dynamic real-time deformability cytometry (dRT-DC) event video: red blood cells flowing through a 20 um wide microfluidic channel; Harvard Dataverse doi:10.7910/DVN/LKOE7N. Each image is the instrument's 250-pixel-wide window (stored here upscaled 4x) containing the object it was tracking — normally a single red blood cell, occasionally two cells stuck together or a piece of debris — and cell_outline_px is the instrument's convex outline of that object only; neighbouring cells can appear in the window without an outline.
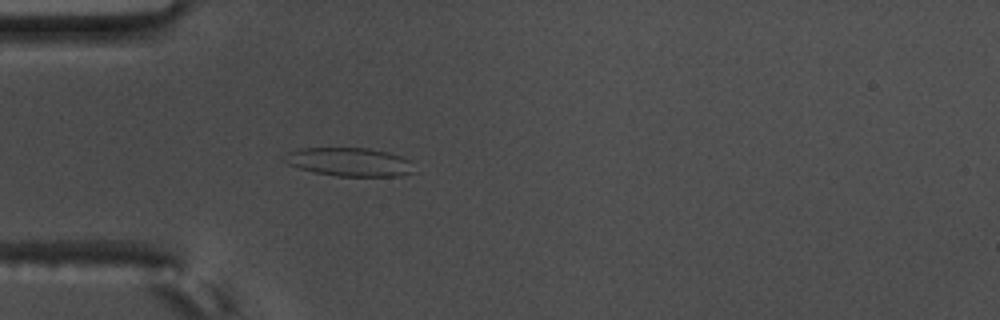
{"species": "common noctule bat (a hibernating species)", "species_latin": "Nyctalus noctula", "temperature_condition": "warm", "stored_images_in_passage": 55, "camera_frame_rate_fps": 3000, "um_per_image_px": 0.085, "animal": {"sex": "male", "body_mass_g": 17.5, "forearm_length_mm": 52.3}, "frame": {"image": 1, "passage_image": 16, "time_ms": 5.0, "image_size_px": [1000, 320], "cell_outline_px": [[416, 172], [400, 176], [336, 176], [316, 172], [300, 168], [288, 164], [280, 160], [280, 156], [288, 152], [300, 148], [368, 148], [388, 152], [400, 156], [408, 160]], "centroid_in_image_um": [29.65, 13.76], "position_along_channel_um": 55.3, "area_um2": 21.68}}
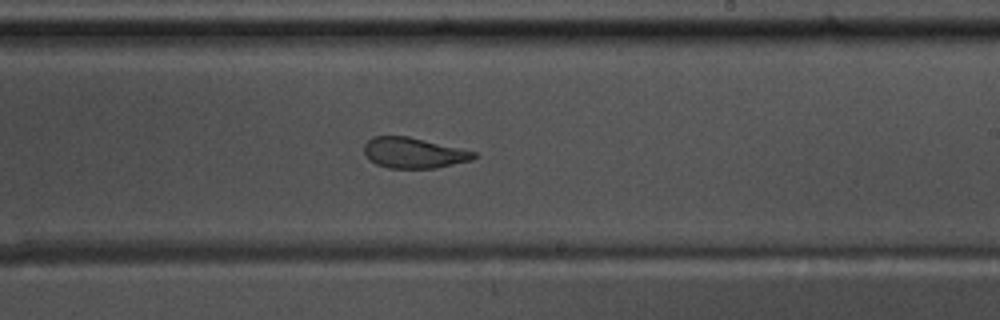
{"frame": {"image": 2, "passage_image": 33, "time_ms": 10.667, "image_size_px": [1000, 320], "cell_outline_px": [[480, 156], [472, 160], [436, 168], [388, 168], [376, 164], [368, 160], [364, 152], [364, 144], [372, 136], [408, 136], [476, 152]], "centroid_in_image_um": [35.15, 13.0], "position_along_channel_um": 253.8, "area_um2": 19.65}}
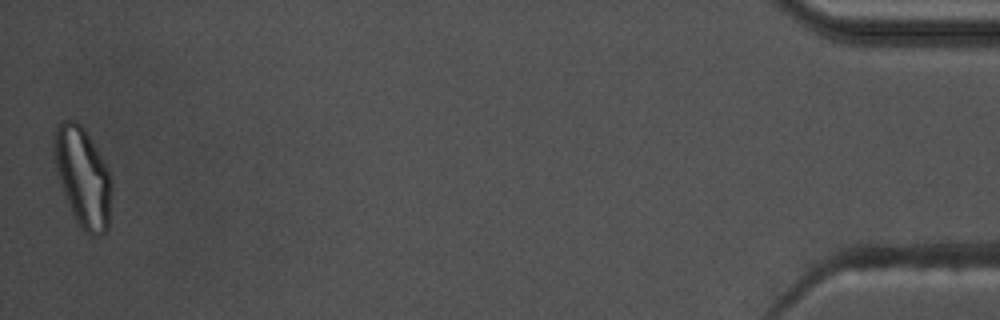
{"frame": {"image": 3, "passage_image": 55, "time_ms": 18.0, "image_size_px": [1000, 320], "cell_outline_px": [[112, 188], [108, 228], [100, 236], [88, 236], [80, 228], [64, 196], [56, 164], [56, 128], [60, 120], [76, 120], [84, 128], [104, 164], [108, 172]], "centroid_in_image_um": [7.07, 15.13], "position_along_channel_um": 428.1, "area_um2": 32.43}, "authors_computed_cell_mechanics": {"area_um2": 22.831, "velocity_mm_per_s": 3.639, "shape_relaxation_time_tau1_ms": null, "shape_relaxation_time_tau2_ms": 1.673, "deformation_change_tau1": null, "deformation_change_tau2": 0.0894}}